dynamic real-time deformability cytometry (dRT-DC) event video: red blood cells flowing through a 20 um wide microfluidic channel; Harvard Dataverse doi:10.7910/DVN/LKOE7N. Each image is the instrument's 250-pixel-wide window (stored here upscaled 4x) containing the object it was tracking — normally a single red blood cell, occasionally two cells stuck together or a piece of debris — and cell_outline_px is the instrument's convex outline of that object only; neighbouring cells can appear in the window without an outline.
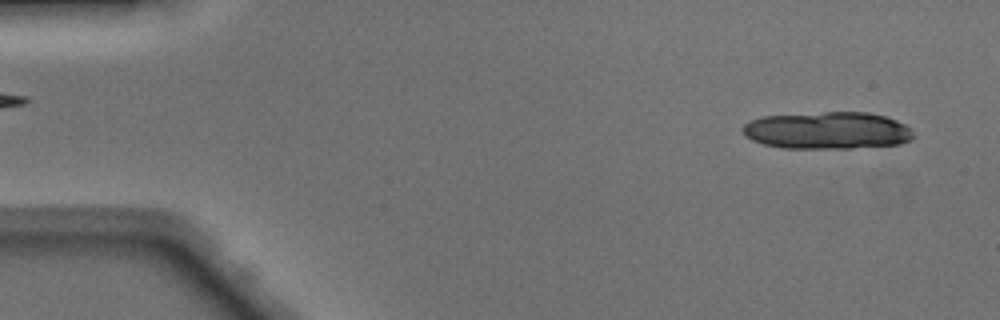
{"species": "Egyptian fruit bat (a non-hibernating species)", "species_latin": "Rousettus aegyptiacus", "temperature_condition": "warm", "stored_images_in_passage": 16, "camera_frame_rate_fps": 3000, "um_per_image_px": 0.085, "animal": {"sex": "male"}, "frame": {"image": 1, "passage_image": 2, "time_ms": 0.333, "image_size_px": [1000, 320], "cell_outline_px": [[916, 136], [912, 140], [900, 144], [852, 148], [784, 148], [764, 144], [752, 140], [744, 136], [740, 128], [748, 120], [760, 116], [824, 112], [868, 112], [884, 116], [896, 120], [912, 128]], "centroid_in_image_um": [70.32, 11.09], "position_along_channel_um": 14.7, "area_um2": 37.57}}
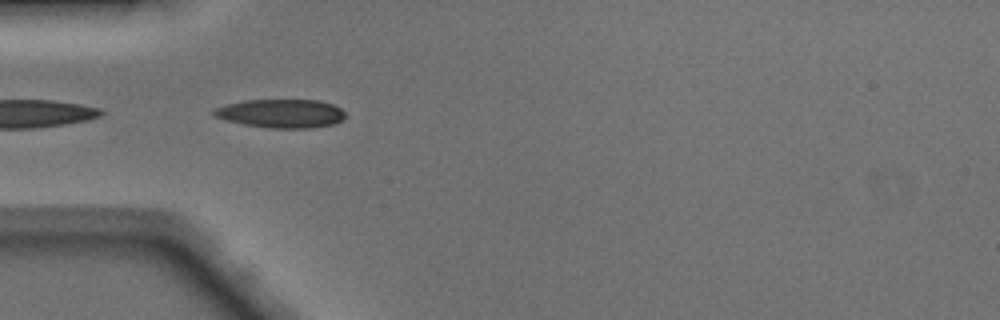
{"frame": {"image": 2, "passage_image": 14, "time_ms": 4.333, "image_size_px": [1000, 320], "cell_outline_px": [[344, 120], [332, 124], [308, 128], [268, 128], [244, 124], [228, 120], [216, 116], [212, 112], [216, 108], [228, 104], [244, 100], [320, 100], [332, 104], [340, 108], [344, 112]], "centroid_in_image_um": [23.93, 9.64], "position_along_channel_um": 61.1, "area_um2": 21.68}}